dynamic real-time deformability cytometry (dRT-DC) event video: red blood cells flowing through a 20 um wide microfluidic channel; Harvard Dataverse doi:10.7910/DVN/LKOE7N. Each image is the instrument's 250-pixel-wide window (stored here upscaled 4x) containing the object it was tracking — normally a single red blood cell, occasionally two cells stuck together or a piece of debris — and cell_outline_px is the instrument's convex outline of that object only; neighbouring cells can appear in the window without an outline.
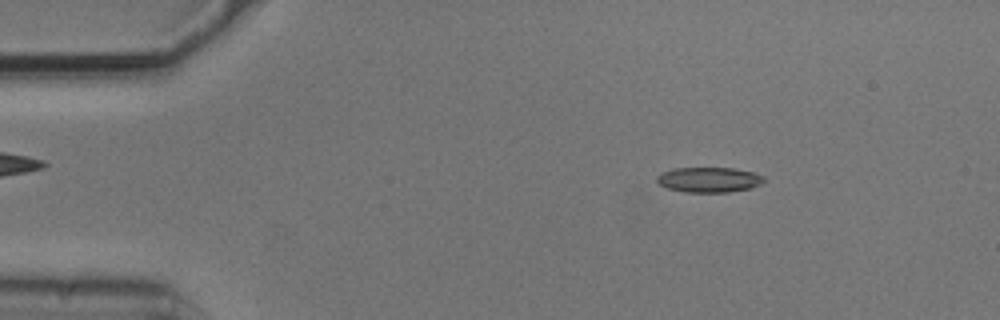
{"species": "common noctule bat (a hibernating species)", "species_latin": "Nyctalus noctula", "temperature_condition": "cold", "stored_images_in_passage": 54, "camera_frame_rate_fps": 3000, "um_per_image_px": 0.085, "animal": {"sex": "male", "body_mass_g": 20.5, "forearm_length_mm": 52.5}, "frame": {"image": 1, "passage_image": 8, "time_ms": 2.333, "image_size_px": [1000, 320], "cell_outline_px": [[764, 180], [760, 184], [752, 188], [728, 192], [684, 192], [664, 188], [656, 180], [656, 176], [660, 172], [672, 168], [732, 168], [756, 172], [764, 176]], "centroid_in_image_um": [60.23, 15.27], "position_along_channel_um": 24.8, "area_um2": 15.95}}
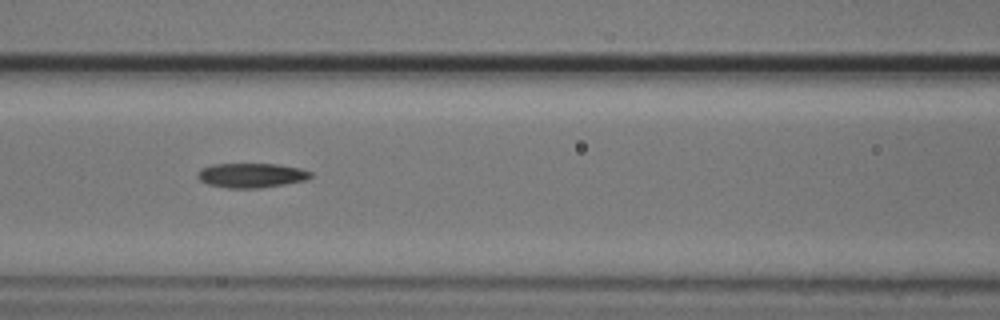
{"frame": {"image": 2, "passage_image": 23, "time_ms": 7.333, "image_size_px": [1000, 320], "cell_outline_px": [[312, 176], [304, 180], [284, 184], [260, 188], [228, 188], [208, 184], [200, 180], [196, 176], [204, 168], [212, 164], [276, 164], [300, 168], [312, 172]], "centroid_in_image_um": [21.38, 14.9], "position_along_channel_um": 145.2, "area_um2": 15.95}}
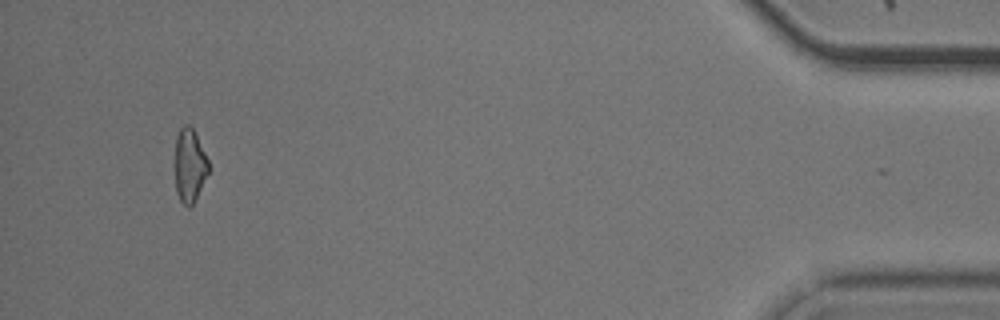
{"frame": {"image": 3, "passage_image": 51, "time_ms": 16.667, "image_size_px": [1000, 320], "cell_outline_px": [[208, 172], [192, 204], [188, 208], [180, 200], [176, 192], [176, 136], [180, 128], [184, 124], [188, 124], [192, 128], [208, 160]], "centroid_in_image_um": [16.1, 14.05], "position_along_channel_um": 419.1, "area_um2": 13.81}, "authors_computed_cell_mechanics": {"area_um2": 15.5771, "velocity_mm_per_s": 3.7241, "shape_relaxation_time_tau1_ms": 7.1455, "shape_relaxation_time_tau2_ms": 8.8246, "deformation_change_tau1": 0.1447, "deformation_change_tau2": 0.1935}}